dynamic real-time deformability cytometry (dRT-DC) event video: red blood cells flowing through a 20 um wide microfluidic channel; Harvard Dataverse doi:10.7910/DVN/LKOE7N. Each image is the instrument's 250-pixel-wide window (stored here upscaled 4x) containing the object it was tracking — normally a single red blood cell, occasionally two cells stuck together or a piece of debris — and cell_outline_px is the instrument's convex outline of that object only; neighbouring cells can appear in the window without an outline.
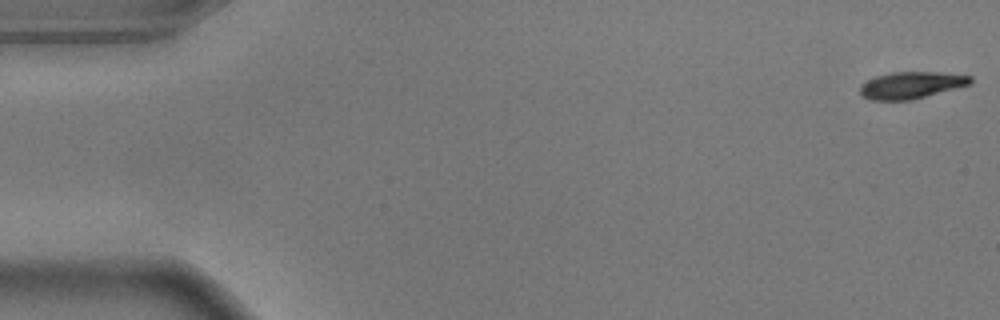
{"species": "common noctule bat (a hibernating species)", "species_latin": "Nyctalus noctula", "temperature_condition": "warm", "stored_images_in_passage": 55, "camera_frame_rate_fps": 3000, "um_per_image_px": 0.085, "animal": {"sex": "male", "body_mass_g": 17.9}, "frame": {"image": 1, "passage_image": 1, "time_ms": 0.0, "image_size_px": [1000, 320], "cell_outline_px": [[972, 84], [912, 100], [872, 100], [864, 96], [860, 92], [860, 84], [876, 76], [892, 72], [940, 72], [972, 76]], "centroid_in_image_um": [77.48, 7.23], "position_along_channel_um": 7.5, "area_um2": 17.28}}
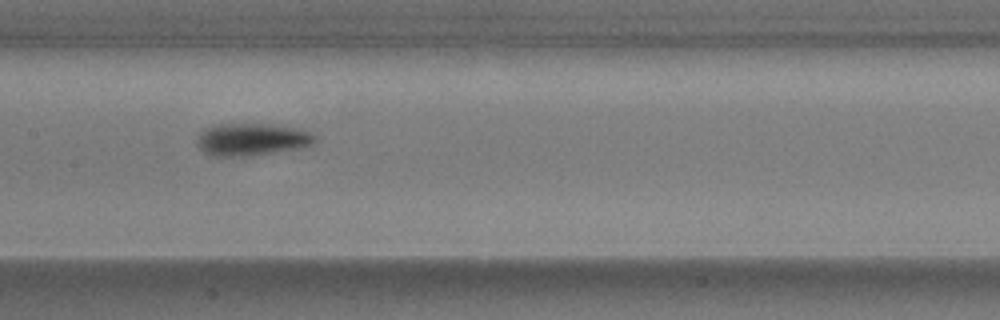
{"frame": {"image": 2, "passage_image": 27, "time_ms": 8.667, "image_size_px": [1000, 320], "cell_outline_px": [[316, 144], [300, 148], [248, 156], [216, 156], [204, 152], [196, 144], [196, 140], [200, 132], [204, 128], [212, 124], [268, 124], [292, 128], [308, 132], [316, 136]], "centroid_in_image_um": [21.36, 11.85], "position_along_channel_um": 186.0, "area_um2": 22.2}}
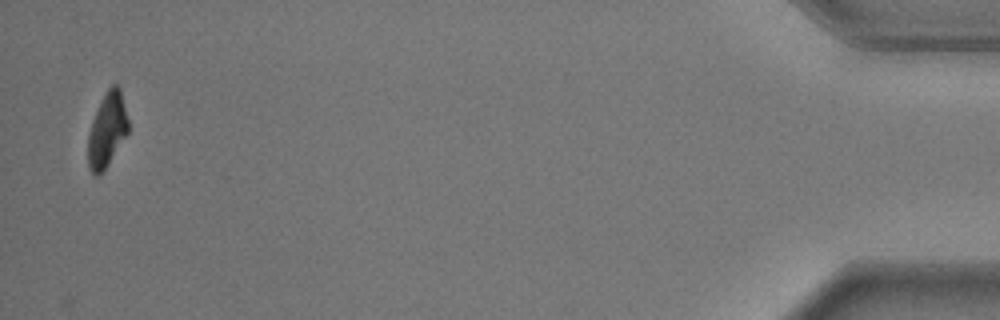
{"frame": {"image": 3, "passage_image": 54, "time_ms": 17.667, "image_size_px": [1000, 320], "cell_outline_px": [[128, 132], [104, 168], [96, 176], [92, 176], [88, 168], [88, 132], [92, 120], [108, 88], [112, 84], [116, 84], [120, 88], [128, 120]], "centroid_in_image_um": [9.08, 11.04], "position_along_channel_um": 426.1, "area_um2": 16.94}, "authors_computed_cell_mechanics": {"area_um2": 19.652, "velocity_mm_per_s": 3.6647, "shape_relaxation_time_tau1_ms": 2.5439, "shape_relaxation_time_tau2_ms": null, "deformation_change_tau1": 0.183, "deformation_change_tau2": null}}